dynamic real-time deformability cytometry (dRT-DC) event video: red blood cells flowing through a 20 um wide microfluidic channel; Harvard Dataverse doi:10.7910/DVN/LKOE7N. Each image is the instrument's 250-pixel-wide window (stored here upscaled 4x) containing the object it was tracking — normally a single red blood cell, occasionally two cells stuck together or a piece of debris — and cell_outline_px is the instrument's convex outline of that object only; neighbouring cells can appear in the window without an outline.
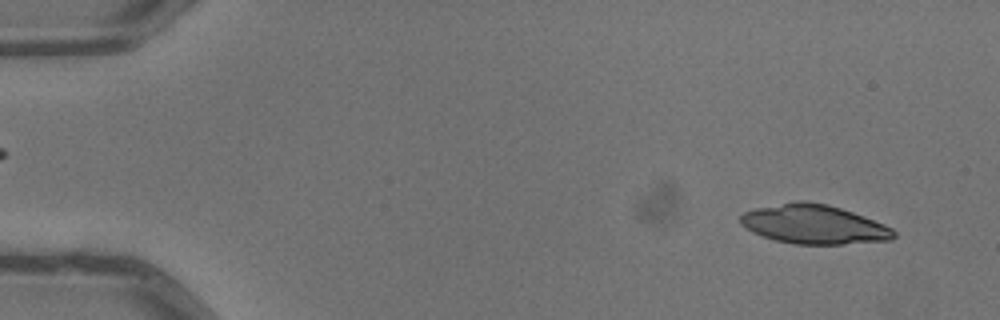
{"species": "common noctule bat (a hibernating species)", "species_latin": "Nyctalus noctula", "temperature_condition": "warm", "stored_images_in_passage": 4, "camera_frame_rate_fps": 3000, "um_per_image_px": 0.085, "animal": {"sex": "male", "body_mass_g": 13.3}, "frame": {"image": 1, "passage_image": 1, "time_ms": 0.0, "image_size_px": [1000, 320], "cell_outline_px": [[896, 236], [892, 240], [844, 244], [796, 244], [776, 240], [764, 236], [740, 224], [740, 216], [744, 212], [756, 208], [792, 200], [804, 200], [828, 204], [864, 216], [884, 224], [892, 228], [896, 232]], "centroid_in_image_um": [69.22, 19.05], "position_along_channel_um": 15.8, "area_um2": 34.97}}